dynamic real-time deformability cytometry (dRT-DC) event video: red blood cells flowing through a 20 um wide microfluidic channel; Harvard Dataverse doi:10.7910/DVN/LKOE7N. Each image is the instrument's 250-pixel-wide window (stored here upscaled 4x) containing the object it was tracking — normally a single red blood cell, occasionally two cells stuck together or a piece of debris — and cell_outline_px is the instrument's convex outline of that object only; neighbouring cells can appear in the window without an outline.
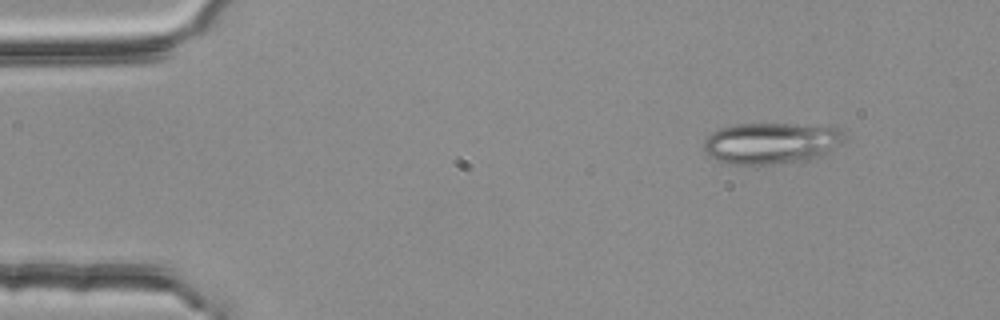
{"species": "common noctule bat (a hibernating species)", "species_latin": "Nyctalus noctula", "temperature_condition": "room temperature", "stored_images_in_passage": 4, "camera_frame_rate_fps": 3000, "um_per_image_px": 0.085, "animal": {"sex": "female", "body_mass_g": 25.1}, "frame": {"image": 1, "passage_image": 2, "time_ms": 0.333, "image_size_px": [1000, 320], "cell_outline_px": [[844, 140], [840, 144], [824, 156], [816, 160], [768, 164], [728, 164], [716, 160], [704, 152], [704, 140], [712, 132], [720, 128], [736, 124], [832, 124], [840, 128], [844, 132]], "centroid_in_image_um": [65.64, 12.16], "position_along_channel_um": 19.4, "area_um2": 34.74}}